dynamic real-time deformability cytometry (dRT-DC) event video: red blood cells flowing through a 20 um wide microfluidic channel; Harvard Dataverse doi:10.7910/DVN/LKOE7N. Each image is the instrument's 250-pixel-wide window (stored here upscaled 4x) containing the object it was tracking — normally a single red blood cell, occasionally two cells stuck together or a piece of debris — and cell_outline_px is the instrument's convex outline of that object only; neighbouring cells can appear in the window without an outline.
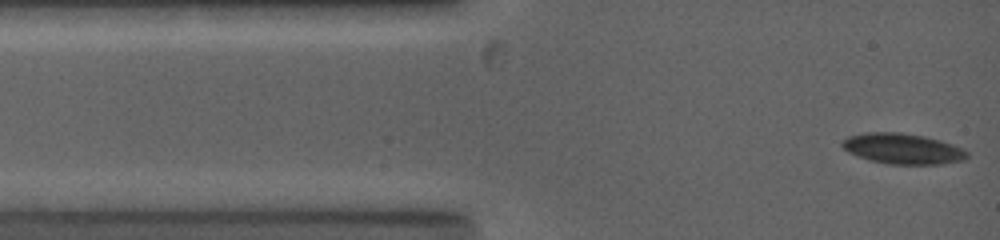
{"species": "common noctule bat (a hibernating species)", "species_latin": "Nyctalus noctula", "temperature_condition": "warm", "stored_images_in_passage": 14, "camera_frame_rate_fps": 5000, "um_per_image_px": 0.085, "animal": {"sex": "female", "body_mass_g": 19.0, "forearm_length_mm": 53.3}, "frame": {"image": 1, "passage_image": 1, "time_ms": 0.0, "image_size_px": [1000, 240], "cell_outline_px": [[968, 156], [964, 160], [940, 164], [892, 164], [868, 160], [848, 152], [840, 144], [840, 140], [848, 136], [868, 132], [900, 132], [924, 136], [940, 140], [952, 144], [968, 152]], "centroid_in_image_um": [76.69, 12.63], "position_along_channel_um": 8.3, "area_um2": 22.25}}
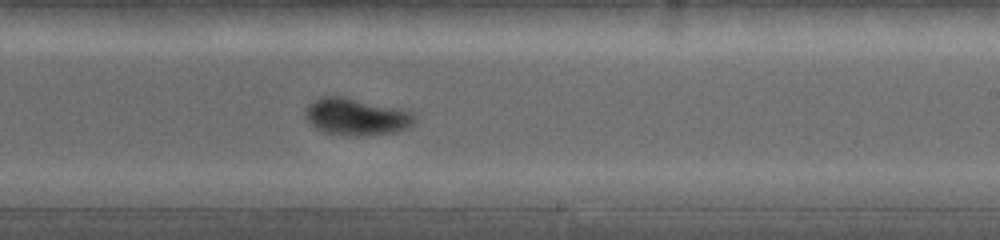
{"frame": {"image": 2, "passage_image": 14, "time_ms": 7.4, "image_size_px": [1000, 240], "cell_outline_px": [[416, 120], [408, 128], [396, 132], [356, 136], [348, 136], [324, 132], [316, 128], [308, 120], [304, 112], [304, 108], [308, 104], [320, 96], [344, 96], [400, 108], [412, 112], [416, 116]], "centroid_in_image_um": [30.29, 9.91], "position_along_channel_um": 258.7, "area_um2": 23.81}}